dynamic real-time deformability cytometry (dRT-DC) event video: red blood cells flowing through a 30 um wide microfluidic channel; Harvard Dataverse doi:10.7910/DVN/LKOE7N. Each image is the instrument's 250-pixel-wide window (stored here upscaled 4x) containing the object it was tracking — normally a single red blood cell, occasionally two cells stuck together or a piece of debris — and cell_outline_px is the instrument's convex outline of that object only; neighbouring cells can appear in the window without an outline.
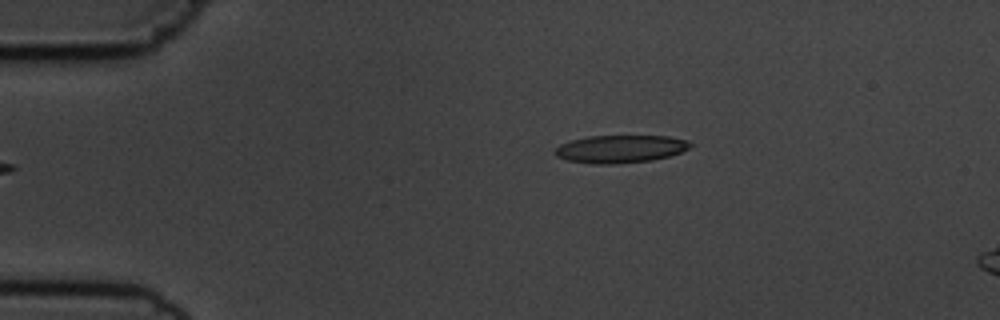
{"species": "common noctule bat (a hibernating species)", "species_latin": "Nyctalus noctula", "temperature_condition": "cold", "stored_images_in_passage": 5, "camera_frame_rate_fps": 3000, "um_per_image_px": 0.085, "animal": {"sex": "male", "body_mass_g": 19.5, "forearm_length_mm": 54.6}, "frame": {"image": 1, "passage_image": 5, "time_ms": 6.0, "image_size_px": [1000, 320], "cell_outline_px": [[696, 144], [680, 152], [668, 156], [652, 160], [616, 164], [592, 164], [568, 160], [556, 156], [552, 152], [560, 144], [572, 140], [588, 136], [668, 136], [688, 140]], "centroid_in_image_um": [52.73, 12.66], "position_along_channel_um": 32.3, "area_um2": 21.96}}